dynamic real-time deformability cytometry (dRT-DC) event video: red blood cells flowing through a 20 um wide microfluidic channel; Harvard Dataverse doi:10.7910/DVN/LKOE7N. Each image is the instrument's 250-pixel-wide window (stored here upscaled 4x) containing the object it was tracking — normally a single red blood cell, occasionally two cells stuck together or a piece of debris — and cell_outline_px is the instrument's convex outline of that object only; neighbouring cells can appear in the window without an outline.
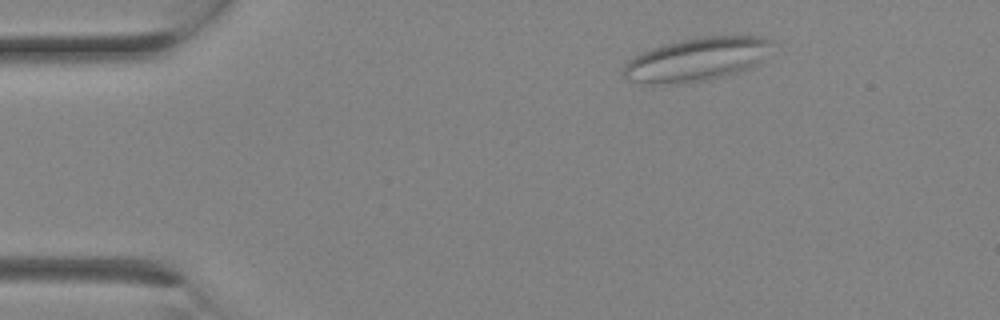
{"species": "Egyptian fruit bat (a non-hibernating species)", "species_latin": "Rousettus aegyptiacus", "temperature_condition": "room temperature", "stored_images_in_passage": 8, "camera_frame_rate_fps": 3000, "um_per_image_px": 0.085, "animal": {"sex": "female"}, "frame": {"image": 1, "passage_image": 1, "time_ms": 0.0, "image_size_px": [1000, 320], "cell_outline_px": [[772, 40], [764, 60], [748, 68], [736, 72], [720, 76], [700, 80], [676, 84], [640, 84], [628, 80], [624, 76], [624, 64], [628, 60], [652, 48], [700, 36], [764, 36]], "centroid_in_image_um": [59.2, 5.05], "position_along_channel_um": 25.8, "area_um2": 37.05}}